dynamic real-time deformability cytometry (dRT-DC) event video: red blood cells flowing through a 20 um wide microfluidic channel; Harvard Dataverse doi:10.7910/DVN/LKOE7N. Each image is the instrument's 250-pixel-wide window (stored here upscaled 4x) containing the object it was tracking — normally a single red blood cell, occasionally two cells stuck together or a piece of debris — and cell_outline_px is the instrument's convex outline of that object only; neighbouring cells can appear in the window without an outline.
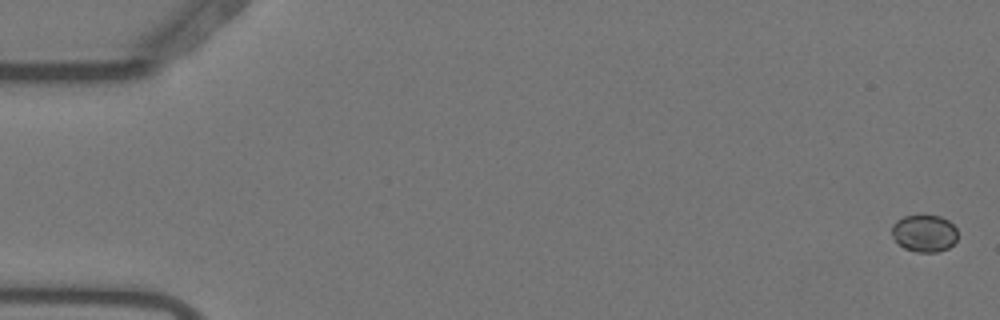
{"species": "Egyptian fruit bat (a non-hibernating species)", "species_latin": "Rousettus aegyptiacus", "temperature_condition": "warm", "stored_images_in_passage": 56, "camera_frame_rate_fps": 3000, "um_per_image_px": 0.085, "animal": {"sex": "female"}, "frame": {"image": 1, "passage_image": 2, "time_ms": 0.333, "image_size_px": [1000, 320], "cell_outline_px": [[956, 240], [948, 248], [936, 252], [916, 252], [904, 248], [892, 236], [892, 224], [896, 220], [904, 216], [940, 216], [948, 220], [956, 228]], "centroid_in_image_um": [78.55, 19.83], "position_along_channel_um": 6.4, "area_um2": 14.1}}
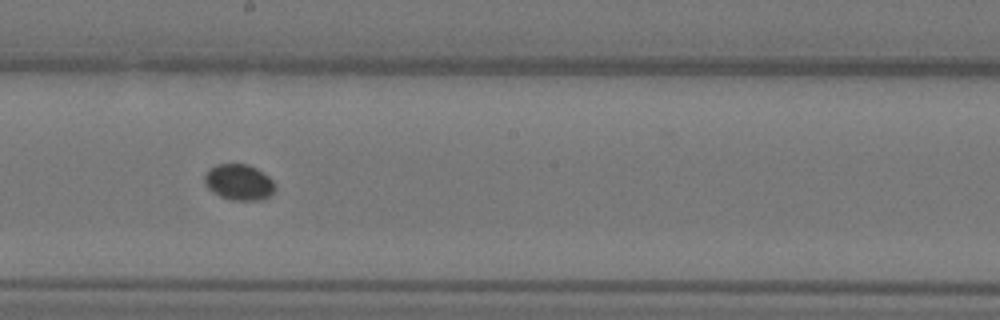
{"frame": {"image": 2, "passage_image": 32, "time_ms": 10.333, "image_size_px": [1000, 320], "cell_outline_px": [[276, 188], [268, 196], [260, 200], [232, 200], [220, 196], [208, 188], [204, 184], [204, 172], [208, 168], [216, 164], [248, 164], [256, 168], [268, 176], [272, 180]], "centroid_in_image_um": [20.27, 15.47], "position_along_channel_um": 227.9, "area_um2": 14.8}}
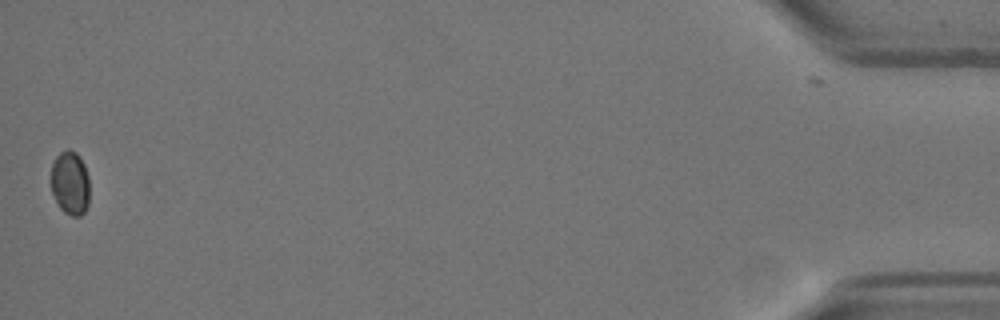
{"frame": {"image": 3, "passage_image": 56, "time_ms": 18.333, "image_size_px": [1000, 320], "cell_outline_px": [[88, 204], [84, 212], [80, 216], [72, 216], [64, 212], [56, 204], [52, 192], [52, 164], [56, 156], [60, 152], [68, 148], [76, 152], [80, 156], [84, 164], [88, 176]], "centroid_in_image_um": [5.96, 15.55], "position_along_channel_um": 429.2, "area_um2": 14.39}}